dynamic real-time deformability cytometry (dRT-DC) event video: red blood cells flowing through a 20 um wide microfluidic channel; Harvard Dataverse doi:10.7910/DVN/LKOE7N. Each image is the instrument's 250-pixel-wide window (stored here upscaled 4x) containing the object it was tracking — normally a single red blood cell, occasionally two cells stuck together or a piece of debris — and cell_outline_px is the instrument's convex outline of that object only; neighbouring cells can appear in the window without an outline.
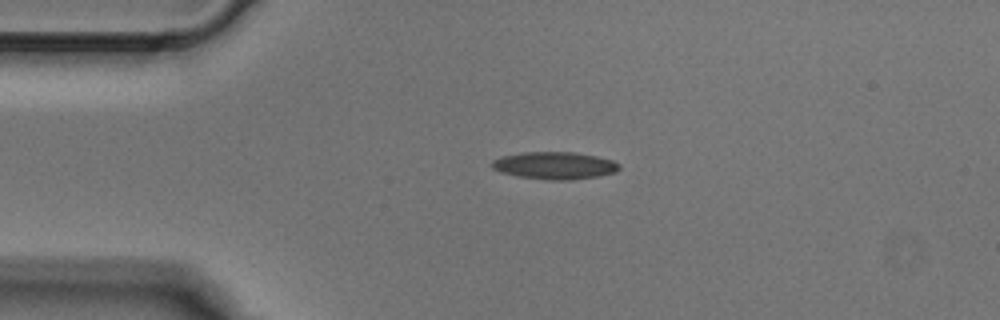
{"species": "Egyptian fruit bat (a non-hibernating species)", "species_latin": "Rousettus aegyptiacus", "temperature_condition": "cold", "stored_images_in_passage": 1, "camera_frame_rate_fps": 3000, "um_per_image_px": 0.085, "animal": {"sex": "male"}, "frame": {"image": 1, "passage_image": 1, "time_ms": 0.0, "image_size_px": [1000, 320], "cell_outline_px": [[620, 168], [616, 172], [596, 176], [572, 180], [544, 180], [516, 176], [500, 172], [492, 168], [492, 160], [500, 156], [524, 152], [572, 152], [596, 156], [612, 160], [620, 164]], "centroid_in_image_um": [47.12, 14.07], "position_along_channel_um": 37.9, "area_um2": 20.4}}